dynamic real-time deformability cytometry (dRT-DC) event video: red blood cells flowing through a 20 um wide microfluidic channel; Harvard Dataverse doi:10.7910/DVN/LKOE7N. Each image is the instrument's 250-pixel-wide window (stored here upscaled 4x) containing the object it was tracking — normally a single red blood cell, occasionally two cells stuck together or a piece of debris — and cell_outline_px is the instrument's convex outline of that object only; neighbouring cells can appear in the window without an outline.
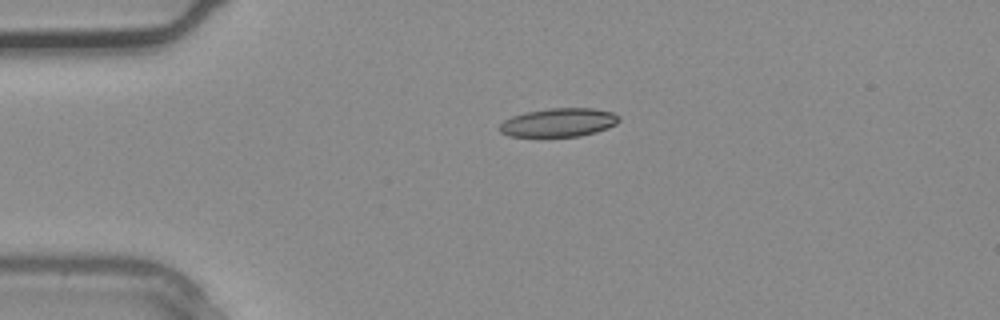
{"species": "common noctule bat (a hibernating species)", "species_latin": "Nyctalus noctula", "temperature_condition": "warm", "stored_images_in_passage": 1, "camera_frame_rate_fps": 3000, "um_per_image_px": 0.085, "animal": {"sex": "male", "body_mass_g": 20.4}, "frame": {"image": 1, "passage_image": 1, "time_ms": 0.0, "image_size_px": [1000, 320], "cell_outline_px": [[620, 120], [616, 124], [608, 128], [596, 132], [580, 136], [508, 136], [500, 132], [500, 124], [504, 120], [512, 116], [524, 112], [548, 108], [592, 108], [612, 112], [620, 116]], "centroid_in_image_um": [47.5, 10.4], "position_along_channel_um": 37.5, "area_um2": 19.94}}